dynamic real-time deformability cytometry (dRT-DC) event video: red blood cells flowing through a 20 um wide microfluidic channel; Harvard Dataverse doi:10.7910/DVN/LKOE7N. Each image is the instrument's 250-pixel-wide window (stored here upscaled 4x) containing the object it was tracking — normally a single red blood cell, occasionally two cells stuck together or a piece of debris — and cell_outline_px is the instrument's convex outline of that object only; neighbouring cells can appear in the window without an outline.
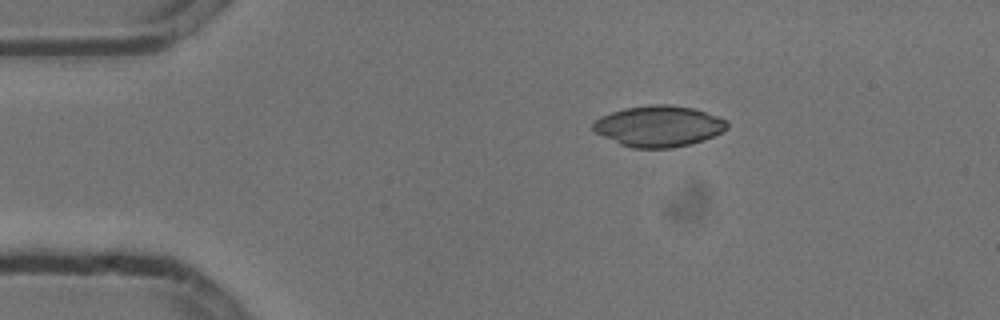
{"species": "common noctule bat (a hibernating species)", "species_latin": "Nyctalus noctula", "temperature_condition": "cold", "stored_images_in_passage": 4, "camera_frame_rate_fps": 3000, "um_per_image_px": 0.085, "animal": {"sex": "male", "body_mass_g": 13.3}, "frame": {"image": 1, "passage_image": 4, "time_ms": 1.0, "image_size_px": [1000, 320], "cell_outline_px": [[728, 128], [704, 140], [692, 144], [672, 148], [632, 148], [620, 144], [596, 132], [592, 128], [592, 124], [600, 116], [624, 108], [648, 104], [668, 104], [696, 108], [716, 116], [724, 120], [728, 124]], "centroid_in_image_um": [55.99, 10.72], "position_along_channel_um": 29.0, "area_um2": 32.02}}